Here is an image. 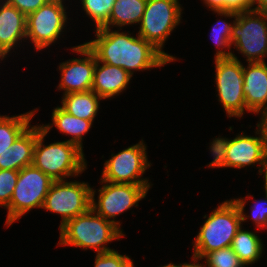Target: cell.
Wrapping results in <instances>:
<instances>
[{
  "label": "cell",
  "mask_w": 267,
  "mask_h": 267,
  "mask_svg": "<svg viewBox=\"0 0 267 267\" xmlns=\"http://www.w3.org/2000/svg\"><path fill=\"white\" fill-rule=\"evenodd\" d=\"M96 37L84 43L95 55L97 61L123 68L131 76L132 70H146L161 67L170 61L151 43L137 35L111 31L108 27L96 29Z\"/></svg>",
  "instance_id": "6da1fadb"
},
{
  "label": "cell",
  "mask_w": 267,
  "mask_h": 267,
  "mask_svg": "<svg viewBox=\"0 0 267 267\" xmlns=\"http://www.w3.org/2000/svg\"><path fill=\"white\" fill-rule=\"evenodd\" d=\"M245 199H231L218 205L202 225L194 241V257L202 259L206 253L231 247L232 240L246 221Z\"/></svg>",
  "instance_id": "7a4b0ae2"
},
{
  "label": "cell",
  "mask_w": 267,
  "mask_h": 267,
  "mask_svg": "<svg viewBox=\"0 0 267 267\" xmlns=\"http://www.w3.org/2000/svg\"><path fill=\"white\" fill-rule=\"evenodd\" d=\"M52 125L37 126V139L32 165L50 176L54 181L78 176L86 168L83 150L67 141L43 145L44 137Z\"/></svg>",
  "instance_id": "3957f363"
},
{
  "label": "cell",
  "mask_w": 267,
  "mask_h": 267,
  "mask_svg": "<svg viewBox=\"0 0 267 267\" xmlns=\"http://www.w3.org/2000/svg\"><path fill=\"white\" fill-rule=\"evenodd\" d=\"M125 236L113 222L107 221L98 215L92 208L87 212L70 219L60 228L59 245H71L95 249L97 253L108 252L110 249L105 246L115 239Z\"/></svg>",
  "instance_id": "277c9868"
},
{
  "label": "cell",
  "mask_w": 267,
  "mask_h": 267,
  "mask_svg": "<svg viewBox=\"0 0 267 267\" xmlns=\"http://www.w3.org/2000/svg\"><path fill=\"white\" fill-rule=\"evenodd\" d=\"M218 15L232 17L231 45L247 57L248 62H264L267 55V14L252 9L214 10Z\"/></svg>",
  "instance_id": "5b68a950"
},
{
  "label": "cell",
  "mask_w": 267,
  "mask_h": 267,
  "mask_svg": "<svg viewBox=\"0 0 267 267\" xmlns=\"http://www.w3.org/2000/svg\"><path fill=\"white\" fill-rule=\"evenodd\" d=\"M256 134H260L259 137L239 134L231 140L215 138L210 146L214 160L209 167L242 168L255 163L263 167L267 162V150L259 128Z\"/></svg>",
  "instance_id": "8992f818"
},
{
  "label": "cell",
  "mask_w": 267,
  "mask_h": 267,
  "mask_svg": "<svg viewBox=\"0 0 267 267\" xmlns=\"http://www.w3.org/2000/svg\"><path fill=\"white\" fill-rule=\"evenodd\" d=\"M215 81L219 101L228 117H242L246 108L243 92V65L232 52L218 50L215 54Z\"/></svg>",
  "instance_id": "52a82bcc"
},
{
  "label": "cell",
  "mask_w": 267,
  "mask_h": 267,
  "mask_svg": "<svg viewBox=\"0 0 267 267\" xmlns=\"http://www.w3.org/2000/svg\"><path fill=\"white\" fill-rule=\"evenodd\" d=\"M54 180L33 165L19 170L16 186L6 207V226L12 225L32 208H42L45 197Z\"/></svg>",
  "instance_id": "ba28073f"
},
{
  "label": "cell",
  "mask_w": 267,
  "mask_h": 267,
  "mask_svg": "<svg viewBox=\"0 0 267 267\" xmlns=\"http://www.w3.org/2000/svg\"><path fill=\"white\" fill-rule=\"evenodd\" d=\"M182 9L178 0H148L138 35L151 43L170 62L176 58L162 51L163 43L180 23Z\"/></svg>",
  "instance_id": "9c48e42d"
},
{
  "label": "cell",
  "mask_w": 267,
  "mask_h": 267,
  "mask_svg": "<svg viewBox=\"0 0 267 267\" xmlns=\"http://www.w3.org/2000/svg\"><path fill=\"white\" fill-rule=\"evenodd\" d=\"M91 189L85 182L56 180L48 190L42 208L61 214V228L91 208Z\"/></svg>",
  "instance_id": "30bf717a"
},
{
  "label": "cell",
  "mask_w": 267,
  "mask_h": 267,
  "mask_svg": "<svg viewBox=\"0 0 267 267\" xmlns=\"http://www.w3.org/2000/svg\"><path fill=\"white\" fill-rule=\"evenodd\" d=\"M104 184L99 189L98 202L95 201V190L91 189V208L107 221L113 222L119 229L120 223L112 217L120 215L145 198L150 185H134L129 183H110L102 181Z\"/></svg>",
  "instance_id": "8fae6325"
},
{
  "label": "cell",
  "mask_w": 267,
  "mask_h": 267,
  "mask_svg": "<svg viewBox=\"0 0 267 267\" xmlns=\"http://www.w3.org/2000/svg\"><path fill=\"white\" fill-rule=\"evenodd\" d=\"M147 160L146 146L142 140L116 155L112 154V158L104 164L101 181L150 185L149 180L141 178L146 169L151 166Z\"/></svg>",
  "instance_id": "7c38bea8"
},
{
  "label": "cell",
  "mask_w": 267,
  "mask_h": 267,
  "mask_svg": "<svg viewBox=\"0 0 267 267\" xmlns=\"http://www.w3.org/2000/svg\"><path fill=\"white\" fill-rule=\"evenodd\" d=\"M64 0H49L37 11L27 16L26 38H30L35 49L40 50L55 42L67 22Z\"/></svg>",
  "instance_id": "4fadbf2b"
},
{
  "label": "cell",
  "mask_w": 267,
  "mask_h": 267,
  "mask_svg": "<svg viewBox=\"0 0 267 267\" xmlns=\"http://www.w3.org/2000/svg\"><path fill=\"white\" fill-rule=\"evenodd\" d=\"M72 50L87 57L74 58L60 64L61 81L58 88L65 90L64 94L86 92L91 90L93 85L96 65L94 53L85 44L73 47Z\"/></svg>",
  "instance_id": "5bb4252c"
},
{
  "label": "cell",
  "mask_w": 267,
  "mask_h": 267,
  "mask_svg": "<svg viewBox=\"0 0 267 267\" xmlns=\"http://www.w3.org/2000/svg\"><path fill=\"white\" fill-rule=\"evenodd\" d=\"M243 66V92L249 112L256 114L267 110V64L248 62Z\"/></svg>",
  "instance_id": "9a60e30c"
},
{
  "label": "cell",
  "mask_w": 267,
  "mask_h": 267,
  "mask_svg": "<svg viewBox=\"0 0 267 267\" xmlns=\"http://www.w3.org/2000/svg\"><path fill=\"white\" fill-rule=\"evenodd\" d=\"M27 17L15 6L6 2L0 5V54L5 58L8 52L26 38Z\"/></svg>",
  "instance_id": "2e32d148"
},
{
  "label": "cell",
  "mask_w": 267,
  "mask_h": 267,
  "mask_svg": "<svg viewBox=\"0 0 267 267\" xmlns=\"http://www.w3.org/2000/svg\"><path fill=\"white\" fill-rule=\"evenodd\" d=\"M100 64L96 59L91 90L101 99L113 97L125 90L132 76L121 67Z\"/></svg>",
  "instance_id": "e0dca14e"
},
{
  "label": "cell",
  "mask_w": 267,
  "mask_h": 267,
  "mask_svg": "<svg viewBox=\"0 0 267 267\" xmlns=\"http://www.w3.org/2000/svg\"><path fill=\"white\" fill-rule=\"evenodd\" d=\"M37 139V126L27 128L6 151L0 155V169L19 171L32 165Z\"/></svg>",
  "instance_id": "ac0fdd59"
},
{
  "label": "cell",
  "mask_w": 267,
  "mask_h": 267,
  "mask_svg": "<svg viewBox=\"0 0 267 267\" xmlns=\"http://www.w3.org/2000/svg\"><path fill=\"white\" fill-rule=\"evenodd\" d=\"M62 99L63 110L69 114L93 123L99 109L101 98L92 90L64 94Z\"/></svg>",
  "instance_id": "d6986e66"
},
{
  "label": "cell",
  "mask_w": 267,
  "mask_h": 267,
  "mask_svg": "<svg viewBox=\"0 0 267 267\" xmlns=\"http://www.w3.org/2000/svg\"><path fill=\"white\" fill-rule=\"evenodd\" d=\"M52 120V125H55L60 132L73 136L68 140L69 142L74 143L83 150L82 137L91 128L92 122L90 120L75 117L59 106L53 110Z\"/></svg>",
  "instance_id": "ffe728a7"
},
{
  "label": "cell",
  "mask_w": 267,
  "mask_h": 267,
  "mask_svg": "<svg viewBox=\"0 0 267 267\" xmlns=\"http://www.w3.org/2000/svg\"><path fill=\"white\" fill-rule=\"evenodd\" d=\"M148 0H116L109 16V21L103 26L110 28L115 25L124 26L140 23Z\"/></svg>",
  "instance_id": "44dd1931"
},
{
  "label": "cell",
  "mask_w": 267,
  "mask_h": 267,
  "mask_svg": "<svg viewBox=\"0 0 267 267\" xmlns=\"http://www.w3.org/2000/svg\"><path fill=\"white\" fill-rule=\"evenodd\" d=\"M231 248L237 254L244 265L253 264L261 257L263 244L261 239L251 231H237L232 240Z\"/></svg>",
  "instance_id": "7402d4cb"
},
{
  "label": "cell",
  "mask_w": 267,
  "mask_h": 267,
  "mask_svg": "<svg viewBox=\"0 0 267 267\" xmlns=\"http://www.w3.org/2000/svg\"><path fill=\"white\" fill-rule=\"evenodd\" d=\"M35 110L18 116H0V155L14 143L28 127Z\"/></svg>",
  "instance_id": "603a6c76"
},
{
  "label": "cell",
  "mask_w": 267,
  "mask_h": 267,
  "mask_svg": "<svg viewBox=\"0 0 267 267\" xmlns=\"http://www.w3.org/2000/svg\"><path fill=\"white\" fill-rule=\"evenodd\" d=\"M86 14L95 21L96 29L103 27L108 21L116 0H81Z\"/></svg>",
  "instance_id": "cb8c5ba5"
},
{
  "label": "cell",
  "mask_w": 267,
  "mask_h": 267,
  "mask_svg": "<svg viewBox=\"0 0 267 267\" xmlns=\"http://www.w3.org/2000/svg\"><path fill=\"white\" fill-rule=\"evenodd\" d=\"M205 258L206 267H244L245 265L240 261L237 254L231 247L219 249L206 253L202 259Z\"/></svg>",
  "instance_id": "d4e9b609"
},
{
  "label": "cell",
  "mask_w": 267,
  "mask_h": 267,
  "mask_svg": "<svg viewBox=\"0 0 267 267\" xmlns=\"http://www.w3.org/2000/svg\"><path fill=\"white\" fill-rule=\"evenodd\" d=\"M18 175L19 171L0 169V206L6 208L10 204Z\"/></svg>",
  "instance_id": "484cf974"
},
{
  "label": "cell",
  "mask_w": 267,
  "mask_h": 267,
  "mask_svg": "<svg viewBox=\"0 0 267 267\" xmlns=\"http://www.w3.org/2000/svg\"><path fill=\"white\" fill-rule=\"evenodd\" d=\"M94 267H134L133 260L115 250L97 253Z\"/></svg>",
  "instance_id": "4316f807"
},
{
  "label": "cell",
  "mask_w": 267,
  "mask_h": 267,
  "mask_svg": "<svg viewBox=\"0 0 267 267\" xmlns=\"http://www.w3.org/2000/svg\"><path fill=\"white\" fill-rule=\"evenodd\" d=\"M233 24H228L225 21H218L213 29H212V36L213 42L219 48H228L230 50L231 47V31H232Z\"/></svg>",
  "instance_id": "83f0119b"
},
{
  "label": "cell",
  "mask_w": 267,
  "mask_h": 267,
  "mask_svg": "<svg viewBox=\"0 0 267 267\" xmlns=\"http://www.w3.org/2000/svg\"><path fill=\"white\" fill-rule=\"evenodd\" d=\"M207 7L214 10H248L251 9L250 0H204Z\"/></svg>",
  "instance_id": "f1b7e54d"
},
{
  "label": "cell",
  "mask_w": 267,
  "mask_h": 267,
  "mask_svg": "<svg viewBox=\"0 0 267 267\" xmlns=\"http://www.w3.org/2000/svg\"><path fill=\"white\" fill-rule=\"evenodd\" d=\"M48 1L49 0H6L5 2L12 6H15L20 12H22L27 17L34 11H37Z\"/></svg>",
  "instance_id": "f546056e"
},
{
  "label": "cell",
  "mask_w": 267,
  "mask_h": 267,
  "mask_svg": "<svg viewBox=\"0 0 267 267\" xmlns=\"http://www.w3.org/2000/svg\"><path fill=\"white\" fill-rule=\"evenodd\" d=\"M256 202L255 205H253V207L251 208V218H253L254 223L259 229L267 228V195L264 203L263 201L262 203L260 201Z\"/></svg>",
  "instance_id": "4dcf8cb0"
},
{
  "label": "cell",
  "mask_w": 267,
  "mask_h": 267,
  "mask_svg": "<svg viewBox=\"0 0 267 267\" xmlns=\"http://www.w3.org/2000/svg\"><path fill=\"white\" fill-rule=\"evenodd\" d=\"M261 121L257 124V127L262 133V136L264 138L266 150H267V110L261 112Z\"/></svg>",
  "instance_id": "1f68e13d"
},
{
  "label": "cell",
  "mask_w": 267,
  "mask_h": 267,
  "mask_svg": "<svg viewBox=\"0 0 267 267\" xmlns=\"http://www.w3.org/2000/svg\"><path fill=\"white\" fill-rule=\"evenodd\" d=\"M254 4L258 5L254 8H251L252 10L267 14V0H253L251 2V7H253Z\"/></svg>",
  "instance_id": "d6a6232c"
},
{
  "label": "cell",
  "mask_w": 267,
  "mask_h": 267,
  "mask_svg": "<svg viewBox=\"0 0 267 267\" xmlns=\"http://www.w3.org/2000/svg\"><path fill=\"white\" fill-rule=\"evenodd\" d=\"M262 172H264V179H265V192H266V195H267V162L265 163V165L262 167V168H259V173L260 174H263Z\"/></svg>",
  "instance_id": "836d02e7"
},
{
  "label": "cell",
  "mask_w": 267,
  "mask_h": 267,
  "mask_svg": "<svg viewBox=\"0 0 267 267\" xmlns=\"http://www.w3.org/2000/svg\"><path fill=\"white\" fill-rule=\"evenodd\" d=\"M193 260L195 263H193V264L192 263H183V264H181V267H204L203 264L201 265L199 263H196V261L201 260V259H198L197 257L193 256Z\"/></svg>",
  "instance_id": "e575fe53"
},
{
  "label": "cell",
  "mask_w": 267,
  "mask_h": 267,
  "mask_svg": "<svg viewBox=\"0 0 267 267\" xmlns=\"http://www.w3.org/2000/svg\"><path fill=\"white\" fill-rule=\"evenodd\" d=\"M161 267H181V264L175 265V264L169 263V264H167L165 266H161Z\"/></svg>",
  "instance_id": "d590c367"
}]
</instances>
